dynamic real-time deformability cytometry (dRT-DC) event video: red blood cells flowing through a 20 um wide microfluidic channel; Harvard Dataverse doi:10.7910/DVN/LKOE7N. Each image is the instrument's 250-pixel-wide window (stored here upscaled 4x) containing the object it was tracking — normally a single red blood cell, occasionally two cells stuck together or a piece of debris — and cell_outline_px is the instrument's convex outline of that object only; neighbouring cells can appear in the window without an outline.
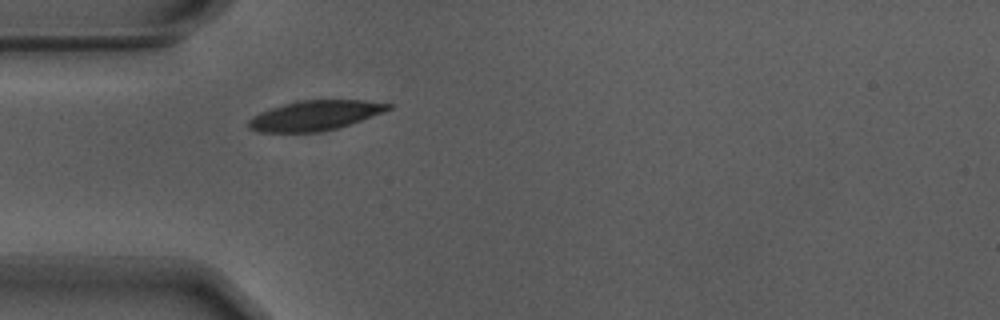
{"species": "Egyptian fruit bat (a non-hibernating species)", "species_latin": "Rousettus aegyptiacus", "temperature_condition": "warm", "stored_images_in_passage": 8, "camera_frame_rate_fps": 3000, "um_per_image_px": 0.085, "animal": {"sex": "male"}, "frame": {"image": 1, "passage_image": 1, "time_ms": 0.0, "image_size_px": [1000, 320], "cell_outline_px": [[392, 108], [384, 112], [336, 128], [320, 132], [256, 132], [248, 128], [248, 120], [252, 116], [260, 112], [284, 104], [304, 100], [364, 100], [392, 104]], "centroid_in_image_um": [26.75, 9.82], "position_along_channel_um": 58.3, "area_um2": 24.1}}
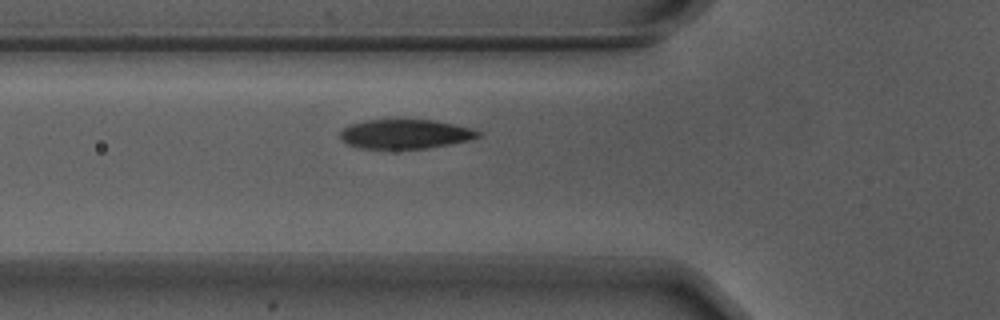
{"frame": {"image": 2, "passage_image": 4, "time_ms": 1.0, "image_size_px": [1000, 320], "cell_outline_px": [[480, 136], [468, 140], [428, 148], [356, 148], [340, 140], [340, 128], [348, 124], [364, 120], [432, 120], [472, 128], [480, 132]], "centroid_in_image_um": [34.36, 11.39], "position_along_channel_um": 91.4, "area_um2": 23.52}}